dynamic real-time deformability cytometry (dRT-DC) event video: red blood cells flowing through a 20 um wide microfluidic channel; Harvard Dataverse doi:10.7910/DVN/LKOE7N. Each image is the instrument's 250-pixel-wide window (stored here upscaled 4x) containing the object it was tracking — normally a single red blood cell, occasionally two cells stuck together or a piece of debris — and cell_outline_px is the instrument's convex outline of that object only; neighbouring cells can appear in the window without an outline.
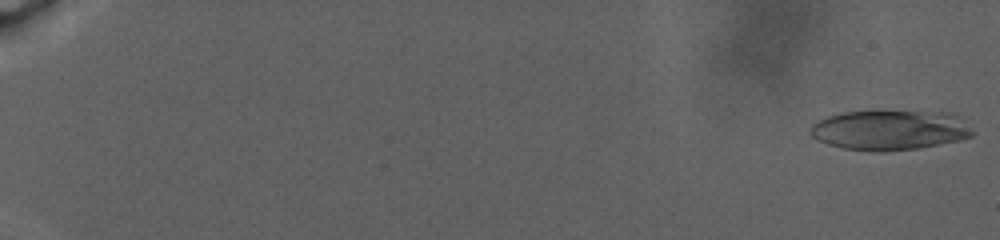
{"species": "human", "species_latin": "Homo sapiens", "temperature_condition": "warm", "stored_images_in_passage": 70, "camera_frame_rate_fps": 3000, "um_per_image_px": 0.085, "donor": {"sex": "male"}, "frame": {"image": 1, "passage_image": 1, "time_ms": 0.0, "image_size_px": [1000, 240], "cell_outline_px": [[972, 136], [956, 140], [916, 148], [880, 152], [872, 152], [840, 148], [816, 140], [812, 136], [812, 124], [828, 116], [844, 112], [952, 112], [972, 132]], "centroid_in_image_um": [75.56, 11.07], "position_along_channel_um": 9.4, "area_um2": 36.93}}
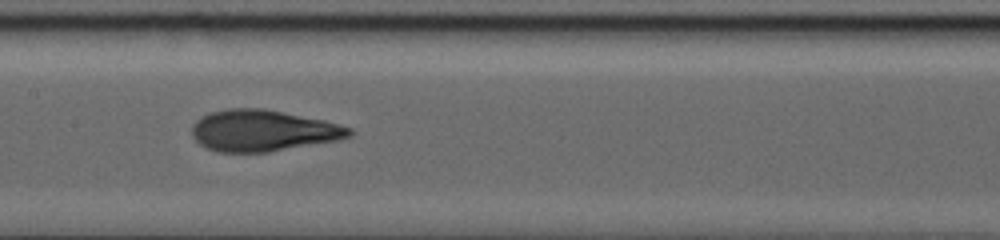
{"frame": {"image": 2, "passage_image": 37, "time_ms": 16.333, "image_size_px": [1000, 240], "cell_outline_px": [[352, 136], [336, 140], [268, 152], [220, 152], [208, 148], [200, 144], [192, 136], [192, 124], [200, 116], [212, 112], [228, 108], [264, 108], [324, 120], [340, 124], [352, 128]], "centroid_in_image_um": [22.34, 11.09], "position_along_channel_um": 185.1, "area_um2": 37.86}}
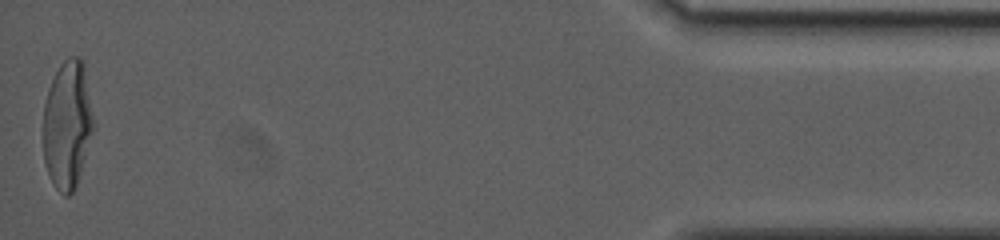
{"frame": {"image": 3, "passage_image": 70, "time_ms": 29.0, "image_size_px": [1000, 240], "cell_outline_px": [[96, 124], [76, 184], [72, 192], [68, 196], [64, 196], [56, 188], [48, 172], [44, 160], [44, 104], [48, 88], [60, 64], [68, 56], [80, 56], [84, 64]], "centroid_in_image_um": [5.76, 10.54], "position_along_channel_um": 429.4, "area_um2": 37.69}, "authors_computed_cell_mechanics": {"area_um2": 36.8764, "velocity_mm_per_s": 2.486, "shape_relaxation_time_tau1_ms": 10.2685, "shape_relaxation_time_tau2_ms": 1.5665, "deformation_change_tau1": 0.295, "deformation_change_tau2": 0.0813}}